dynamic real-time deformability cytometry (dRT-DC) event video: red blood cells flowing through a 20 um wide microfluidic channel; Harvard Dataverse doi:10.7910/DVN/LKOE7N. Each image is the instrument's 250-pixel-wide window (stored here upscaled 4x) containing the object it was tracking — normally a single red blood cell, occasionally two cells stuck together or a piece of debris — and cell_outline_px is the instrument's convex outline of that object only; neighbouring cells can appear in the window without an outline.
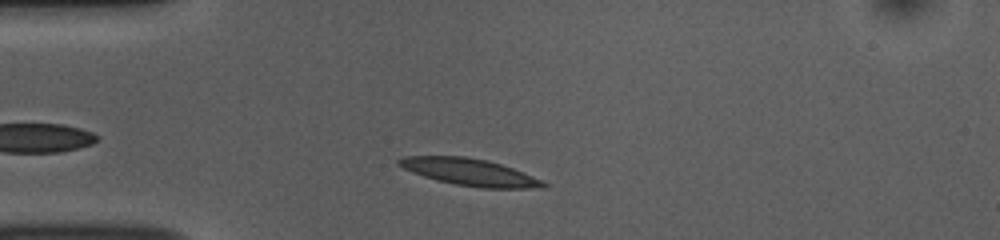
{"species": "common noctule bat (a hibernating species)", "species_latin": "Nyctalus noctula", "temperature_condition": "room temperature", "stored_images_in_passage": 38, "camera_frame_rate_fps": 3000, "um_per_image_px": 0.085, "animal": {"sex": "female", "body_mass_g": 10.0, "forearm_length_mm": 53.1}, "frame": {"image": 1, "passage_image": 5, "time_ms": 1.333, "image_size_px": [1000, 240], "cell_outline_px": [[548, 188], [480, 188], [456, 184], [436, 180], [424, 176], [404, 168], [396, 164], [396, 160], [404, 156], [464, 156], [488, 160], [512, 168], [532, 176], [548, 184]], "centroid_in_image_um": [39.92, 14.63], "position_along_channel_um": 45.1, "area_um2": 22.54}}
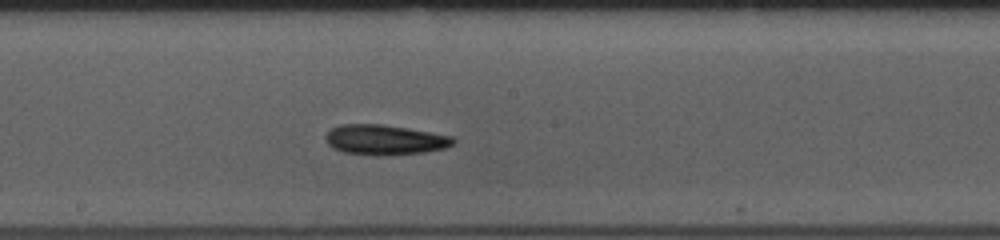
{"frame": {"image": 2, "passage_image": 20, "time_ms": 6.333, "image_size_px": [1000, 240], "cell_outline_px": [[456, 140], [452, 144], [444, 148], [424, 152], [380, 156], [344, 152], [332, 148], [328, 144], [324, 136], [332, 128], [340, 124], [384, 124], [408, 128], [452, 136]], "centroid_in_image_um": [32.68, 11.88], "position_along_channel_um": 215.5, "area_um2": 22.37}}
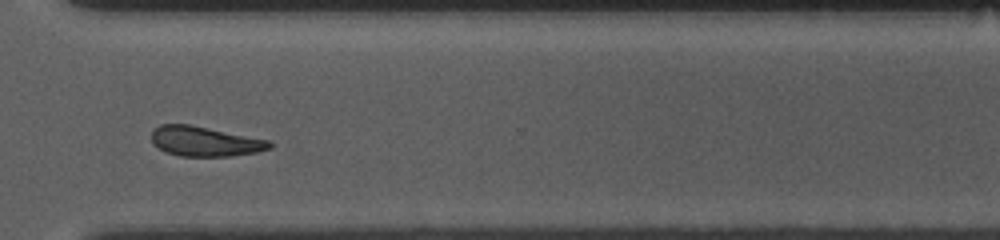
{"frame": {"image": 3, "passage_image": 31, "time_ms": 10.0, "image_size_px": [1000, 240], "cell_outline_px": [[272, 148], [256, 152], [232, 156], [180, 156], [168, 152], [152, 144], [152, 132], [160, 124], [188, 124], [268, 140], [272, 144]], "centroid_in_image_um": [17.41, 12.02], "position_along_channel_um": 353.2, "area_um2": 20.23}, "authors_computed_cell_mechanics": {"area_um2": 21.7328, "velocity_mm_per_s": 3.7523, "shape_relaxation_time_tau1_ms": 5.683, "shape_relaxation_time_tau2_ms": 5.0512, "deformation_change_tau1": 0.1203, "deformation_change_tau2": 0.1238}}